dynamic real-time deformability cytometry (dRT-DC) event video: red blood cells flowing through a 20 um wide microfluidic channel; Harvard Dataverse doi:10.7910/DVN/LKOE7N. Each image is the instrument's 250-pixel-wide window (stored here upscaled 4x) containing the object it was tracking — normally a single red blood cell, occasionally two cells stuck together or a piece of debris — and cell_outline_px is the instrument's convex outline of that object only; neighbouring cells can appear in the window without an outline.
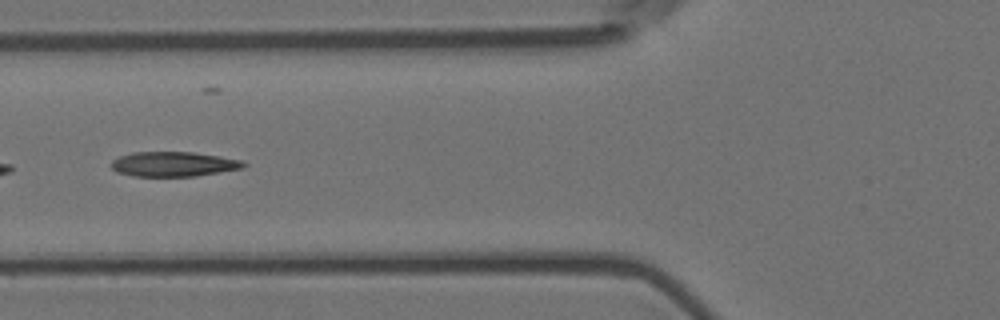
{"species": "Egyptian fruit bat (a non-hibernating species)", "species_latin": "Rousettus aegyptiacus", "temperature_condition": "room temperature", "stored_images_in_passage": 11, "camera_frame_rate_fps": 3000, "um_per_image_px": 0.085, "animal": {"sex": "female"}, "frame": {"image": 1, "passage_image": 6, "time_ms": 1.667, "image_size_px": [1000, 320], "cell_outline_px": [[248, 164], [244, 168], [196, 176], [132, 176], [116, 172], [112, 168], [112, 160], [120, 156], [132, 152], [192, 152], [220, 156], [244, 160]], "centroid_in_image_um": [14.79, 13.95], "position_along_channel_um": 111.0, "area_um2": 19.25}}
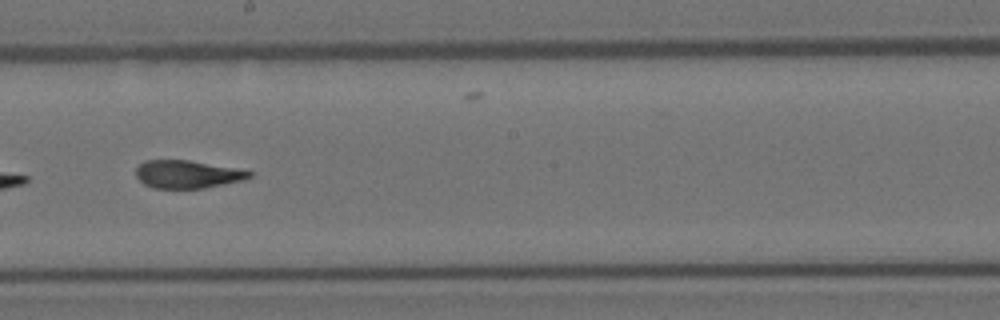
{"frame": {"image": 2, "passage_image": 9, "time_ms": 2.667, "image_size_px": [1000, 320], "cell_outline_px": [[252, 176], [244, 180], [204, 188], [152, 188], [144, 184], [136, 176], [136, 168], [144, 160], [188, 160], [236, 168], [252, 172]], "centroid_in_image_um": [15.91, 14.81], "position_along_channel_um": 232.3, "area_um2": 18.38}}
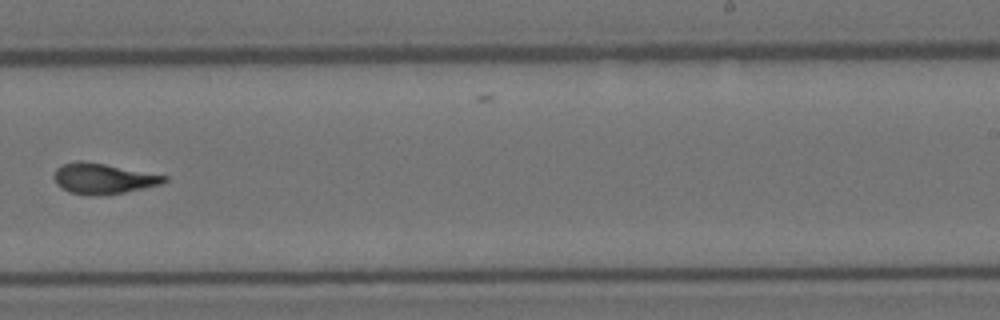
{"frame": {"image": 3, "passage_image": 10, "time_ms": 3.0, "image_size_px": [1000, 320], "cell_outline_px": [[168, 180], [160, 184], [124, 192], [100, 196], [88, 196], [68, 192], [60, 188], [56, 184], [52, 176], [56, 168], [64, 164], [76, 160], [80, 160], [104, 164], [168, 176]], "centroid_in_image_um": [8.69, 15.19], "position_along_channel_um": 280.3, "area_um2": 19.71}}